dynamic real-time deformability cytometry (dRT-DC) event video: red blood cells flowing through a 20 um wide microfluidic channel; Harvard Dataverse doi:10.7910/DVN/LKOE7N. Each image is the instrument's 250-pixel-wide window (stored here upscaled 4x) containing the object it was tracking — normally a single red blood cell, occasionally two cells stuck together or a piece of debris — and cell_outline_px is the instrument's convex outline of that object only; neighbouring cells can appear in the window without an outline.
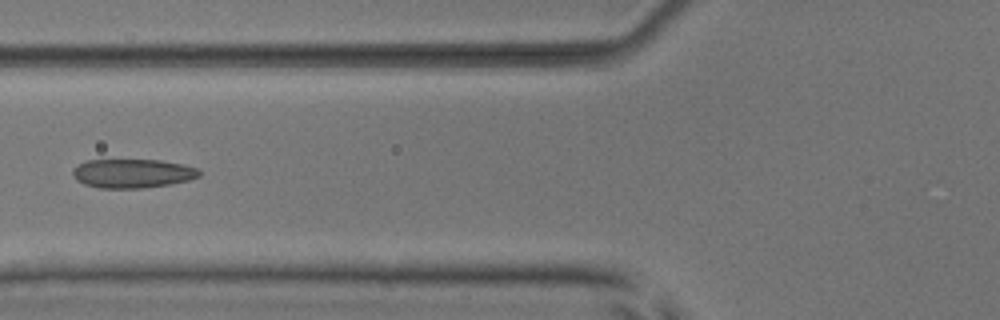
{"species": "common noctule bat (a hibernating species)", "species_latin": "Nyctalus noctula", "temperature_condition": "room temperature", "stored_images_in_passage": 6, "camera_frame_rate_fps": 3000, "um_per_image_px": 0.085, "animal": {"sex": "male", "body_mass_g": 17.9, "forearm_length_mm": 54.2}, "frame": {"image": 1, "passage_image": 6, "time_ms": 6.0, "image_size_px": [1000, 320], "cell_outline_px": [[200, 176], [188, 180], [172, 184], [140, 188], [100, 188], [84, 184], [76, 180], [72, 176], [72, 168], [88, 160], [160, 160], [184, 164], [196, 168], [200, 172]], "centroid_in_image_um": [11.25, 14.74], "position_along_channel_um": 114.6, "area_um2": 21.39}}